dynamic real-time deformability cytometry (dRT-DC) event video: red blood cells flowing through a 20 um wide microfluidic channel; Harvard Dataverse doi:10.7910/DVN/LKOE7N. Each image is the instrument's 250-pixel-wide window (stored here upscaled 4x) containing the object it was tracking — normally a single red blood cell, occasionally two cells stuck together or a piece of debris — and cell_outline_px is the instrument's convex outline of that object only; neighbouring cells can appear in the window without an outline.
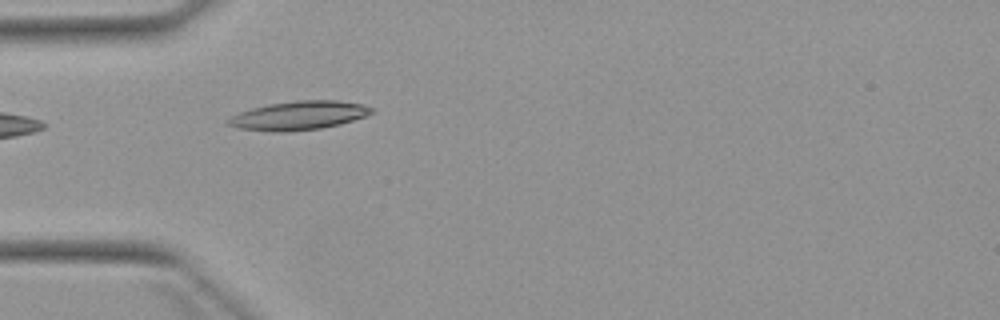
{"species": "Egyptian fruit bat (a non-hibernating species)", "species_latin": "Rousettus aegyptiacus", "temperature_condition": "warm", "stored_images_in_passage": 6, "camera_frame_rate_fps": 3000, "um_per_image_px": 0.085, "animal": {"sex": "female"}, "frame": {"image": 1, "passage_image": 5, "time_ms": 4.667, "image_size_px": [1000, 320], "cell_outline_px": [[376, 112], [340, 124], [320, 128], [284, 132], [272, 132], [240, 128], [224, 124], [224, 120], [240, 112], [252, 108], [268, 104], [296, 100], [336, 100], [364, 104], [372, 108]], "centroid_in_image_um": [25.37, 9.81], "position_along_channel_um": 59.6, "area_um2": 24.1}}
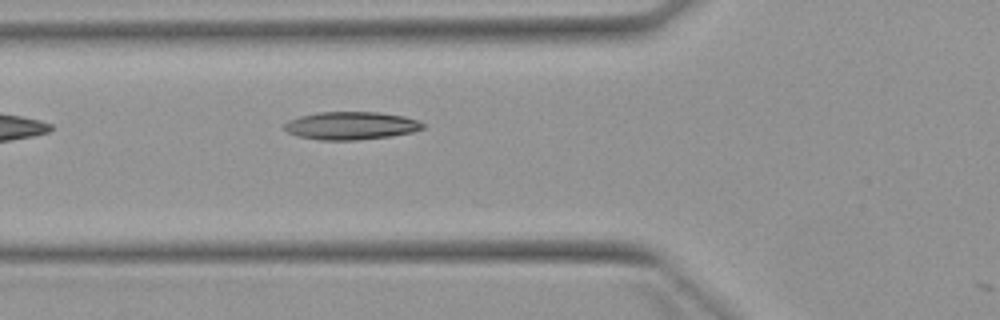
{"frame": {"image": 2, "passage_image": 6, "time_ms": 5.667, "image_size_px": [1000, 320], "cell_outline_px": [[424, 128], [412, 132], [392, 136], [356, 140], [320, 140], [296, 136], [288, 132], [284, 128], [284, 124], [288, 120], [300, 116], [320, 112], [380, 112], [404, 116], [420, 120], [424, 124]], "centroid_in_image_um": [29.85, 10.68], "position_along_channel_um": 95.9, "area_um2": 22.66}}